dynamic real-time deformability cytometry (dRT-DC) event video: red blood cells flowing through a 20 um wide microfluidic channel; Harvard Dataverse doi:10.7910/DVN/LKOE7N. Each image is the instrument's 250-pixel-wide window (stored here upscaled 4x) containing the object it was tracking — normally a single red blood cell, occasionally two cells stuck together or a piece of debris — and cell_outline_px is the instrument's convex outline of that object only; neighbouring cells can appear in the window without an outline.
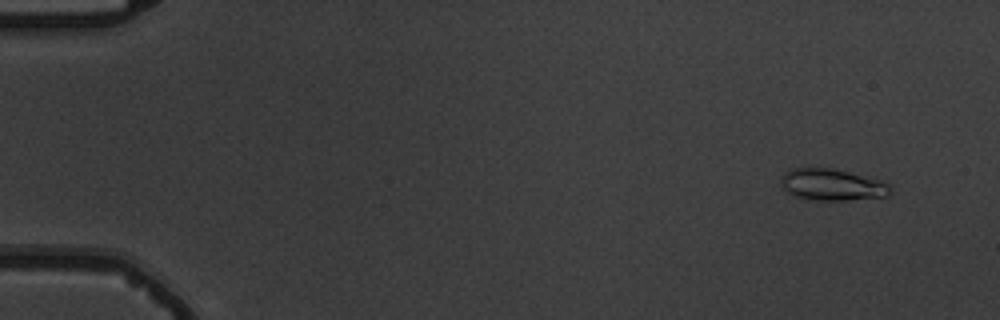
{"species": "common noctule bat (a hibernating species)", "species_latin": "Nyctalus noctula", "temperature_condition": "warm", "stored_images_in_passage": 5, "camera_frame_rate_fps": 3000, "um_per_image_px": 0.085, "animal": {"sex": "male", "body_mass_g": 19.5, "forearm_length_mm": 54.6}, "frame": {"image": 1, "passage_image": 1, "time_ms": 0.0, "image_size_px": [1000, 320], "cell_outline_px": [[892, 192], [888, 196], [844, 200], [804, 200], [788, 192], [784, 188], [780, 180], [784, 172], [792, 168], [832, 168], [880, 180], [892, 184]], "centroid_in_image_um": [70.75, 15.71], "position_along_channel_um": 14.3, "area_um2": 20.23}}
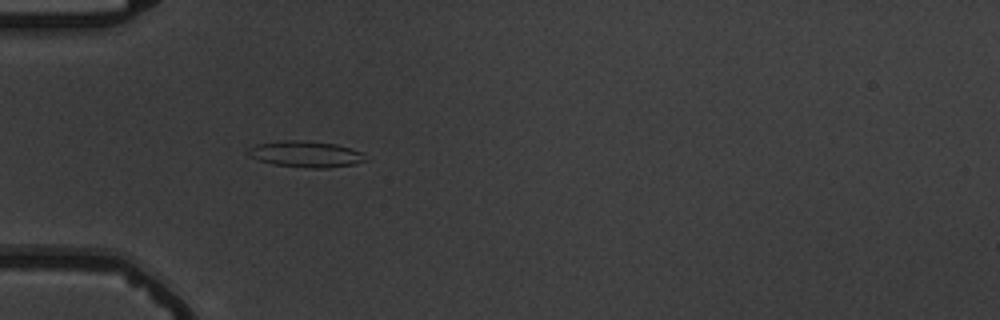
{"frame": {"image": 2, "passage_image": 5, "time_ms": 4.667, "image_size_px": [1000, 320], "cell_outline_px": [[364, 160], [356, 164], [328, 168], [304, 168], [272, 164], [248, 156], [248, 148], [256, 144], [288, 140], [300, 140], [336, 144], [352, 148], [364, 152]], "centroid_in_image_um": [26.0, 13.11], "position_along_channel_um": 59.0, "area_um2": 17.98}}